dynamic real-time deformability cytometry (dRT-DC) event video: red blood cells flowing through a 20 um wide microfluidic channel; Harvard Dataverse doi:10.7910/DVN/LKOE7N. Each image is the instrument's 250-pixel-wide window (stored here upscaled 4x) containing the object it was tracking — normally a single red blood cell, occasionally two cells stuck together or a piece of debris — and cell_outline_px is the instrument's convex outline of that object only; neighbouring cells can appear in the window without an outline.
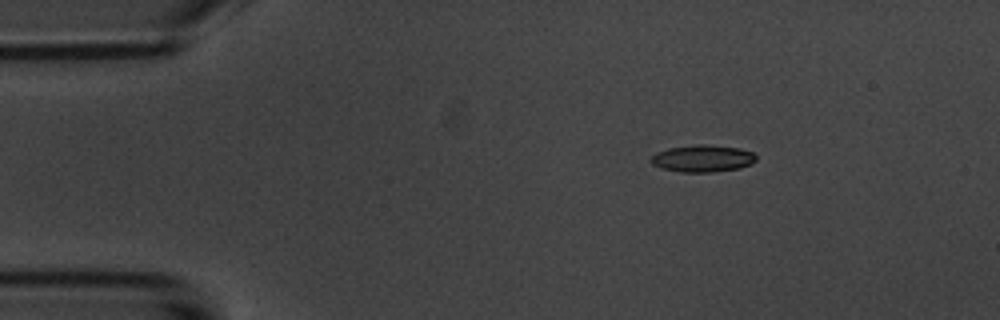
{"species": "common noctule bat (a hibernating species)", "species_latin": "Nyctalus noctula", "temperature_condition": "room temperature", "stored_images_in_passage": 4, "camera_frame_rate_fps": 3000, "um_per_image_px": 0.085, "animal": {"sex": "male", "body_mass_g": 20.1, "forearm_length_mm": 53.5}, "frame": {"image": 1, "passage_image": 1, "time_ms": 0.0, "image_size_px": [1000, 320], "cell_outline_px": [[756, 160], [752, 164], [740, 168], [712, 172], [680, 172], [660, 168], [652, 164], [648, 160], [656, 152], [668, 148], [700, 144], [704, 144], [740, 148], [752, 152], [756, 156]], "centroid_in_image_um": [59.7, 13.47], "position_along_channel_um": 25.3, "area_um2": 16.7}}